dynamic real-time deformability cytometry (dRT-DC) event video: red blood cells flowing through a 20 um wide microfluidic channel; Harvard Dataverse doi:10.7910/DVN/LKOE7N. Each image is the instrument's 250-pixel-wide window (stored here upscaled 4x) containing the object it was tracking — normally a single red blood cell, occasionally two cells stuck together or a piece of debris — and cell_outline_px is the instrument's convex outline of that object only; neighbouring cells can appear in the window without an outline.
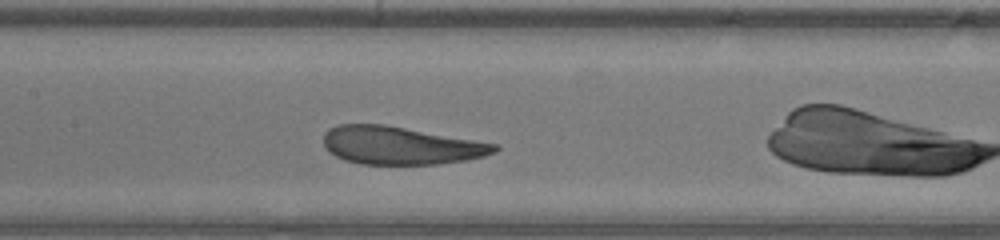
{"species": "human", "species_latin": "Homo sapiens", "temperature_condition": "warm", "stored_images_in_passage": 14, "camera_frame_rate_fps": 3000, "um_per_image_px": 0.085, "donor": {"sex": "male"}, "frame": {"image": 1, "passage_image": 7, "time_ms": 2.0, "image_size_px": [1000, 240], "cell_outline_px": [[500, 148], [496, 152], [484, 156], [468, 160], [436, 164], [360, 164], [344, 160], [328, 152], [324, 144], [324, 132], [328, 128], [336, 124], [384, 124], [496, 144]], "centroid_in_image_um": [34.01, 12.37], "position_along_channel_um": 173.4, "area_um2": 37.8}}
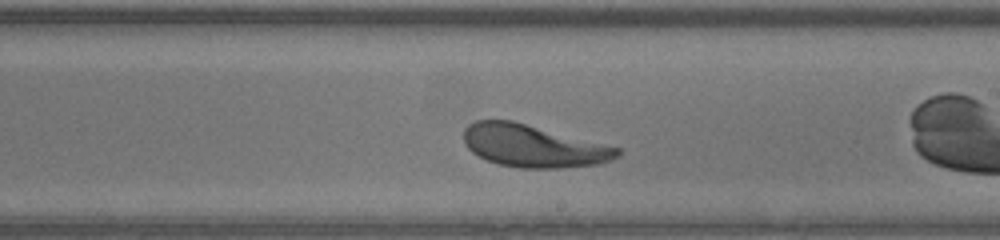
{"frame": {"image": 2, "passage_image": 12, "time_ms": 3.667, "image_size_px": [1000, 240], "cell_outline_px": [[620, 156], [600, 164], [556, 168], [520, 168], [500, 164], [488, 160], [472, 152], [464, 144], [464, 128], [468, 124], [476, 120], [512, 120], [620, 148]], "centroid_in_image_um": [45.31, 12.4], "position_along_channel_um": 243.7, "area_um2": 37.74}}